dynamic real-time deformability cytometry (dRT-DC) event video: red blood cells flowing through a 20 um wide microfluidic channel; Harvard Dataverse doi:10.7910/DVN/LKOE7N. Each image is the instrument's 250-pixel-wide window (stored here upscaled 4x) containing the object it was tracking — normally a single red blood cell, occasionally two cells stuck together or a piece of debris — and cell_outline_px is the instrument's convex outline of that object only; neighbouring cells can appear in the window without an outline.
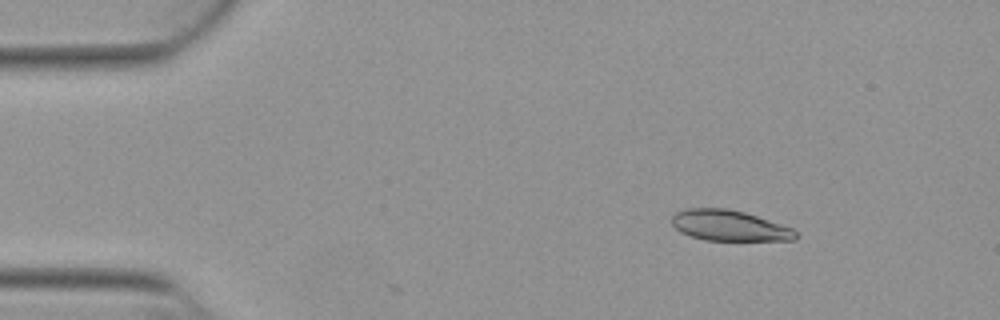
{"species": "Egyptian fruit bat (a non-hibernating species)", "species_latin": "Rousettus aegyptiacus", "temperature_condition": "warm", "stored_images_in_passage": 9, "camera_frame_rate_fps": 3000, "um_per_image_px": 0.085, "animal": {"sex": "female"}, "frame": {"image": 1, "passage_image": 7, "time_ms": 2.0, "image_size_px": [1000, 320], "cell_outline_px": [[796, 240], [704, 240], [680, 232], [672, 224], [672, 216], [676, 212], [688, 208], [728, 208], [744, 212], [792, 228], [796, 232]], "centroid_in_image_um": [61.96, 19.17], "position_along_channel_um": 23.0, "area_um2": 21.91}}